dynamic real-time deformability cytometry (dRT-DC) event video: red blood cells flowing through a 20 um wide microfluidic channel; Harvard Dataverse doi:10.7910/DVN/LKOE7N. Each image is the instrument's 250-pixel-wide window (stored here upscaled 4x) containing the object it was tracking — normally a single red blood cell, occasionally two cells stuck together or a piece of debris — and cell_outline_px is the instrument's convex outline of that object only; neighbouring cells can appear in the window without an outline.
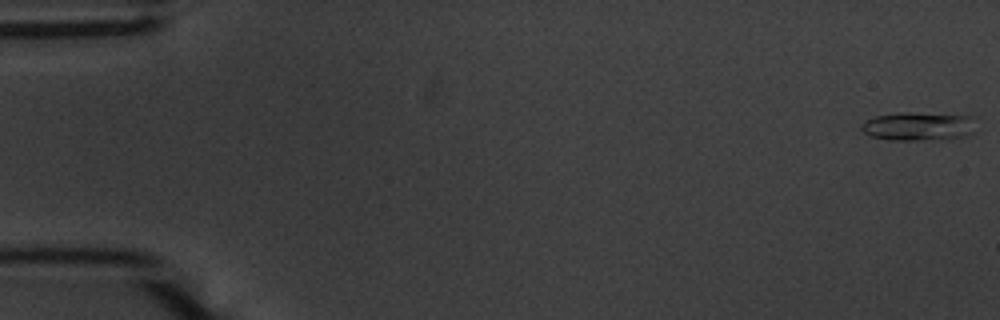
{"species": "common noctule bat (a hibernating species)", "species_latin": "Nyctalus noctula", "temperature_condition": "warm", "stored_images_in_passage": 55, "camera_frame_rate_fps": 3000, "um_per_image_px": 0.085, "animal": {"sex": "male", "body_mass_g": 20.1, "forearm_length_mm": 53.5}, "frame": {"image": 1, "passage_image": 1, "time_ms": 0.0, "image_size_px": [1000, 320], "cell_outline_px": [[972, 132], [968, 136], [916, 140], [888, 140], [872, 136], [864, 132], [860, 128], [860, 124], [876, 116], [896, 112], [908, 112], [968, 116]], "centroid_in_image_um": [77.93, 10.73], "position_along_channel_um": 7.1, "area_um2": 18.44}}
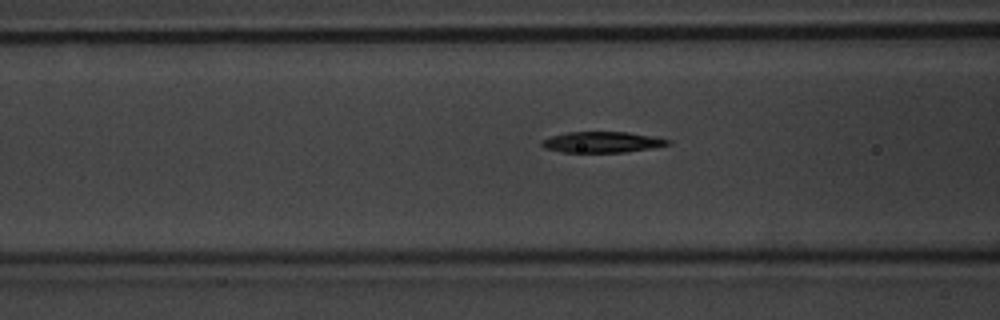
{"frame": {"image": 2, "passage_image": 22, "time_ms": 7.0, "image_size_px": [1000, 320], "cell_outline_px": [[672, 140], [668, 144], [648, 148], [624, 152], [564, 152], [544, 148], [540, 144], [540, 140], [552, 136], [568, 132], [628, 132], [652, 136]], "centroid_in_image_um": [51.12, 12.07], "position_along_channel_um": 115.5, "area_um2": 15.14}}
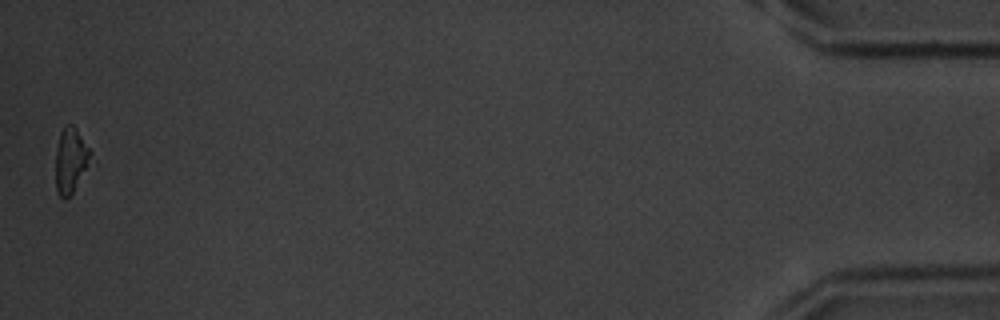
{"frame": {"image": 3, "passage_image": 55, "time_ms": 18.0, "image_size_px": [1000, 320], "cell_outline_px": [[96, 164], [72, 192], [68, 196], [60, 196], [56, 188], [56, 152], [60, 132], [68, 124], [72, 124], [76, 128], [92, 152], [96, 160]], "centroid_in_image_um": [6.13, 13.64], "position_along_channel_um": 429.1, "area_um2": 13.93}, "authors_computed_cell_mechanics": {"area_um2": 15.5482, "velocity_mm_per_s": 3.6737, "shape_relaxation_time_tau1_ms": 2.8293, "shape_relaxation_time_tau2_ms": null, "deformation_change_tau1": 0.1529, "deformation_change_tau2": null}}